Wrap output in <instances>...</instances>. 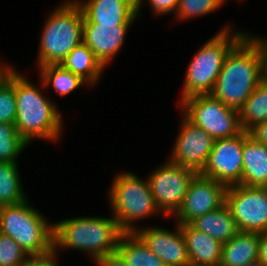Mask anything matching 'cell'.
I'll return each instance as SVG.
<instances>
[{"mask_svg": "<svg viewBox=\"0 0 267 266\" xmlns=\"http://www.w3.org/2000/svg\"><path fill=\"white\" fill-rule=\"evenodd\" d=\"M263 80L260 45L247 33L227 55L211 95L239 111Z\"/></svg>", "mask_w": 267, "mask_h": 266, "instance_id": "6da1fadb", "label": "cell"}, {"mask_svg": "<svg viewBox=\"0 0 267 266\" xmlns=\"http://www.w3.org/2000/svg\"><path fill=\"white\" fill-rule=\"evenodd\" d=\"M123 233L113 215L67 218L53 223V249L81 250L96 262L117 252Z\"/></svg>", "mask_w": 267, "mask_h": 266, "instance_id": "7a4b0ae2", "label": "cell"}, {"mask_svg": "<svg viewBox=\"0 0 267 266\" xmlns=\"http://www.w3.org/2000/svg\"><path fill=\"white\" fill-rule=\"evenodd\" d=\"M25 77L15 69L16 130L28 144L36 138L53 143L62 135V115L57 104Z\"/></svg>", "mask_w": 267, "mask_h": 266, "instance_id": "3957f363", "label": "cell"}, {"mask_svg": "<svg viewBox=\"0 0 267 266\" xmlns=\"http://www.w3.org/2000/svg\"><path fill=\"white\" fill-rule=\"evenodd\" d=\"M83 20V12L76 0L64 1L49 14L41 32L38 68L61 64L83 42Z\"/></svg>", "mask_w": 267, "mask_h": 266, "instance_id": "277c9868", "label": "cell"}, {"mask_svg": "<svg viewBox=\"0 0 267 266\" xmlns=\"http://www.w3.org/2000/svg\"><path fill=\"white\" fill-rule=\"evenodd\" d=\"M223 27L208 39L190 61L180 101L195 95L211 94L230 50L246 35Z\"/></svg>", "mask_w": 267, "mask_h": 266, "instance_id": "5b68a950", "label": "cell"}, {"mask_svg": "<svg viewBox=\"0 0 267 266\" xmlns=\"http://www.w3.org/2000/svg\"><path fill=\"white\" fill-rule=\"evenodd\" d=\"M1 233L12 238L29 256L42 255L53 249V223L29 199L0 207Z\"/></svg>", "mask_w": 267, "mask_h": 266, "instance_id": "8992f818", "label": "cell"}, {"mask_svg": "<svg viewBox=\"0 0 267 266\" xmlns=\"http://www.w3.org/2000/svg\"><path fill=\"white\" fill-rule=\"evenodd\" d=\"M109 206L124 232H135L137 220L162 214L156 207L149 182L132 172L116 174L109 191Z\"/></svg>", "mask_w": 267, "mask_h": 266, "instance_id": "52a82bcc", "label": "cell"}, {"mask_svg": "<svg viewBox=\"0 0 267 266\" xmlns=\"http://www.w3.org/2000/svg\"><path fill=\"white\" fill-rule=\"evenodd\" d=\"M179 104L182 116L214 140L232 138L243 132L239 111L224 105L211 94L191 96Z\"/></svg>", "mask_w": 267, "mask_h": 266, "instance_id": "ba28073f", "label": "cell"}, {"mask_svg": "<svg viewBox=\"0 0 267 266\" xmlns=\"http://www.w3.org/2000/svg\"><path fill=\"white\" fill-rule=\"evenodd\" d=\"M159 167L147 176V180L156 207L164 217L173 216L181 207L189 185L198 173L169 160Z\"/></svg>", "mask_w": 267, "mask_h": 266, "instance_id": "9c48e42d", "label": "cell"}, {"mask_svg": "<svg viewBox=\"0 0 267 266\" xmlns=\"http://www.w3.org/2000/svg\"><path fill=\"white\" fill-rule=\"evenodd\" d=\"M225 204L229 207L238 231L267 232V187L242 184L226 189Z\"/></svg>", "mask_w": 267, "mask_h": 266, "instance_id": "30bf717a", "label": "cell"}, {"mask_svg": "<svg viewBox=\"0 0 267 266\" xmlns=\"http://www.w3.org/2000/svg\"><path fill=\"white\" fill-rule=\"evenodd\" d=\"M243 132L235 137L214 140L203 170L199 173L226 187L242 184Z\"/></svg>", "mask_w": 267, "mask_h": 266, "instance_id": "8fae6325", "label": "cell"}, {"mask_svg": "<svg viewBox=\"0 0 267 266\" xmlns=\"http://www.w3.org/2000/svg\"><path fill=\"white\" fill-rule=\"evenodd\" d=\"M227 187L214 179L197 174L191 181L183 203L174 214L177 223L190 224L197 217L225 204Z\"/></svg>", "mask_w": 267, "mask_h": 266, "instance_id": "7c38bea8", "label": "cell"}, {"mask_svg": "<svg viewBox=\"0 0 267 266\" xmlns=\"http://www.w3.org/2000/svg\"><path fill=\"white\" fill-rule=\"evenodd\" d=\"M181 120L180 129L172 149V156L168 160L200 173L212 151L214 139L184 116Z\"/></svg>", "mask_w": 267, "mask_h": 266, "instance_id": "4fadbf2b", "label": "cell"}, {"mask_svg": "<svg viewBox=\"0 0 267 266\" xmlns=\"http://www.w3.org/2000/svg\"><path fill=\"white\" fill-rule=\"evenodd\" d=\"M135 233L149 250L163 261L165 266H190L186 243L179 223H176L173 232L159 226H149L137 228Z\"/></svg>", "mask_w": 267, "mask_h": 266, "instance_id": "5bb4252c", "label": "cell"}, {"mask_svg": "<svg viewBox=\"0 0 267 266\" xmlns=\"http://www.w3.org/2000/svg\"><path fill=\"white\" fill-rule=\"evenodd\" d=\"M131 24H83V43L106 68L122 49Z\"/></svg>", "mask_w": 267, "mask_h": 266, "instance_id": "9a60e30c", "label": "cell"}, {"mask_svg": "<svg viewBox=\"0 0 267 266\" xmlns=\"http://www.w3.org/2000/svg\"><path fill=\"white\" fill-rule=\"evenodd\" d=\"M76 2L83 24H132L138 18V0H86Z\"/></svg>", "mask_w": 267, "mask_h": 266, "instance_id": "2e32d148", "label": "cell"}, {"mask_svg": "<svg viewBox=\"0 0 267 266\" xmlns=\"http://www.w3.org/2000/svg\"><path fill=\"white\" fill-rule=\"evenodd\" d=\"M186 243L190 266L220 265L222 243L195 229L191 224L180 225Z\"/></svg>", "mask_w": 267, "mask_h": 266, "instance_id": "e0dca14e", "label": "cell"}, {"mask_svg": "<svg viewBox=\"0 0 267 266\" xmlns=\"http://www.w3.org/2000/svg\"><path fill=\"white\" fill-rule=\"evenodd\" d=\"M242 185L267 187V146L243 131Z\"/></svg>", "mask_w": 267, "mask_h": 266, "instance_id": "ac0fdd59", "label": "cell"}, {"mask_svg": "<svg viewBox=\"0 0 267 266\" xmlns=\"http://www.w3.org/2000/svg\"><path fill=\"white\" fill-rule=\"evenodd\" d=\"M259 234L239 231L222 244L221 266H243L258 260Z\"/></svg>", "mask_w": 267, "mask_h": 266, "instance_id": "d6986e66", "label": "cell"}, {"mask_svg": "<svg viewBox=\"0 0 267 266\" xmlns=\"http://www.w3.org/2000/svg\"><path fill=\"white\" fill-rule=\"evenodd\" d=\"M190 224L195 229L210 235L222 244L228 242L239 232L230 209L226 204L215 211L197 217Z\"/></svg>", "mask_w": 267, "mask_h": 266, "instance_id": "ffe728a7", "label": "cell"}, {"mask_svg": "<svg viewBox=\"0 0 267 266\" xmlns=\"http://www.w3.org/2000/svg\"><path fill=\"white\" fill-rule=\"evenodd\" d=\"M60 65L78 75L88 86L97 84L106 69L83 42L75 47Z\"/></svg>", "mask_w": 267, "mask_h": 266, "instance_id": "44dd1931", "label": "cell"}, {"mask_svg": "<svg viewBox=\"0 0 267 266\" xmlns=\"http://www.w3.org/2000/svg\"><path fill=\"white\" fill-rule=\"evenodd\" d=\"M117 253L129 266H165L135 232L123 233L118 242Z\"/></svg>", "mask_w": 267, "mask_h": 266, "instance_id": "7402d4cb", "label": "cell"}, {"mask_svg": "<svg viewBox=\"0 0 267 266\" xmlns=\"http://www.w3.org/2000/svg\"><path fill=\"white\" fill-rule=\"evenodd\" d=\"M39 78H40V88H48L50 85L55 90L56 94L59 96H65L69 93L75 91L83 84L85 81L82 80L78 75L65 69L60 64H50L41 66L38 68Z\"/></svg>", "mask_w": 267, "mask_h": 266, "instance_id": "603a6c76", "label": "cell"}, {"mask_svg": "<svg viewBox=\"0 0 267 266\" xmlns=\"http://www.w3.org/2000/svg\"><path fill=\"white\" fill-rule=\"evenodd\" d=\"M19 172L18 163L0 162V207L28 199Z\"/></svg>", "mask_w": 267, "mask_h": 266, "instance_id": "cb8c5ba5", "label": "cell"}, {"mask_svg": "<svg viewBox=\"0 0 267 266\" xmlns=\"http://www.w3.org/2000/svg\"><path fill=\"white\" fill-rule=\"evenodd\" d=\"M243 131H249L256 124L267 121V81L264 79L252 92L239 110Z\"/></svg>", "mask_w": 267, "mask_h": 266, "instance_id": "d4e9b609", "label": "cell"}, {"mask_svg": "<svg viewBox=\"0 0 267 266\" xmlns=\"http://www.w3.org/2000/svg\"><path fill=\"white\" fill-rule=\"evenodd\" d=\"M28 145L14 124L0 123V162L18 163L17 158Z\"/></svg>", "mask_w": 267, "mask_h": 266, "instance_id": "484cf974", "label": "cell"}, {"mask_svg": "<svg viewBox=\"0 0 267 266\" xmlns=\"http://www.w3.org/2000/svg\"><path fill=\"white\" fill-rule=\"evenodd\" d=\"M16 115L15 69L12 68L0 83V123L15 124Z\"/></svg>", "mask_w": 267, "mask_h": 266, "instance_id": "4316f807", "label": "cell"}, {"mask_svg": "<svg viewBox=\"0 0 267 266\" xmlns=\"http://www.w3.org/2000/svg\"><path fill=\"white\" fill-rule=\"evenodd\" d=\"M225 2L226 0H179L175 20L180 22L207 15L222 7Z\"/></svg>", "mask_w": 267, "mask_h": 266, "instance_id": "83f0119b", "label": "cell"}, {"mask_svg": "<svg viewBox=\"0 0 267 266\" xmlns=\"http://www.w3.org/2000/svg\"><path fill=\"white\" fill-rule=\"evenodd\" d=\"M28 256L11 237L0 234V266H22Z\"/></svg>", "mask_w": 267, "mask_h": 266, "instance_id": "f1b7e54d", "label": "cell"}, {"mask_svg": "<svg viewBox=\"0 0 267 266\" xmlns=\"http://www.w3.org/2000/svg\"><path fill=\"white\" fill-rule=\"evenodd\" d=\"M152 12L157 16H163L169 13H176L179 0H147ZM144 0H138V16L143 5Z\"/></svg>", "mask_w": 267, "mask_h": 266, "instance_id": "f546056e", "label": "cell"}, {"mask_svg": "<svg viewBox=\"0 0 267 266\" xmlns=\"http://www.w3.org/2000/svg\"><path fill=\"white\" fill-rule=\"evenodd\" d=\"M57 252L52 249L50 252L42 255L28 256L22 266H59L57 259Z\"/></svg>", "mask_w": 267, "mask_h": 266, "instance_id": "4dcf8cb0", "label": "cell"}, {"mask_svg": "<svg viewBox=\"0 0 267 266\" xmlns=\"http://www.w3.org/2000/svg\"><path fill=\"white\" fill-rule=\"evenodd\" d=\"M248 133L257 142L267 146V121L256 124Z\"/></svg>", "mask_w": 267, "mask_h": 266, "instance_id": "1f68e13d", "label": "cell"}, {"mask_svg": "<svg viewBox=\"0 0 267 266\" xmlns=\"http://www.w3.org/2000/svg\"><path fill=\"white\" fill-rule=\"evenodd\" d=\"M96 263L98 266H129L117 252L99 258Z\"/></svg>", "mask_w": 267, "mask_h": 266, "instance_id": "d6a6232c", "label": "cell"}, {"mask_svg": "<svg viewBox=\"0 0 267 266\" xmlns=\"http://www.w3.org/2000/svg\"><path fill=\"white\" fill-rule=\"evenodd\" d=\"M258 261L267 266V232L259 234V254Z\"/></svg>", "mask_w": 267, "mask_h": 266, "instance_id": "836d02e7", "label": "cell"}, {"mask_svg": "<svg viewBox=\"0 0 267 266\" xmlns=\"http://www.w3.org/2000/svg\"><path fill=\"white\" fill-rule=\"evenodd\" d=\"M260 45L263 55V68H264V79L267 81V38L257 35H251Z\"/></svg>", "mask_w": 267, "mask_h": 266, "instance_id": "e575fe53", "label": "cell"}, {"mask_svg": "<svg viewBox=\"0 0 267 266\" xmlns=\"http://www.w3.org/2000/svg\"><path fill=\"white\" fill-rule=\"evenodd\" d=\"M13 68L9 64L0 63V83L4 80V78L7 76L9 71Z\"/></svg>", "mask_w": 267, "mask_h": 266, "instance_id": "d590c367", "label": "cell"}, {"mask_svg": "<svg viewBox=\"0 0 267 266\" xmlns=\"http://www.w3.org/2000/svg\"><path fill=\"white\" fill-rule=\"evenodd\" d=\"M243 266H263V265L258 260H255L253 262L246 263Z\"/></svg>", "mask_w": 267, "mask_h": 266, "instance_id": "8d00e7d4", "label": "cell"}]
</instances>
